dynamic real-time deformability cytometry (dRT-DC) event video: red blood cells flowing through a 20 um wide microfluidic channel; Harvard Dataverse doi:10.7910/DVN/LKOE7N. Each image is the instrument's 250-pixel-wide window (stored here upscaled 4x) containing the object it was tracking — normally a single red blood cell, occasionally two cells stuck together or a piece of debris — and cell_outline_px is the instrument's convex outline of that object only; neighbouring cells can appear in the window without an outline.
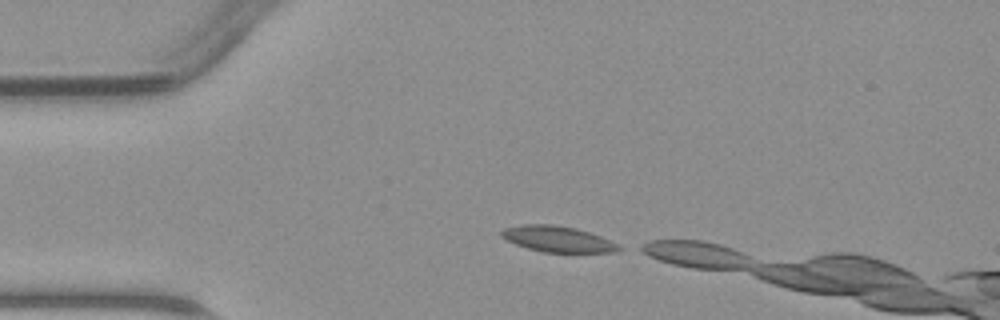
{"species": "common noctule bat (a hibernating species)", "species_latin": "Nyctalus noctula", "temperature_condition": "warm", "stored_images_in_passage": 4, "camera_frame_rate_fps": 3000, "um_per_image_px": 0.085, "animal": {"sex": "male", "body_mass_g": 23.1, "forearm_length_mm": 52.7}, "frame": {"image": 1, "passage_image": 1, "time_ms": 0.0, "image_size_px": [1000, 320], "cell_outline_px": [[624, 248], [616, 252], [544, 252], [528, 248], [516, 244], [500, 236], [500, 232], [504, 228], [520, 224], [552, 224], [576, 228], [600, 236], [620, 244]], "centroid_in_image_um": [47.42, 20.31], "position_along_channel_um": 37.6, "area_um2": 17.74}}